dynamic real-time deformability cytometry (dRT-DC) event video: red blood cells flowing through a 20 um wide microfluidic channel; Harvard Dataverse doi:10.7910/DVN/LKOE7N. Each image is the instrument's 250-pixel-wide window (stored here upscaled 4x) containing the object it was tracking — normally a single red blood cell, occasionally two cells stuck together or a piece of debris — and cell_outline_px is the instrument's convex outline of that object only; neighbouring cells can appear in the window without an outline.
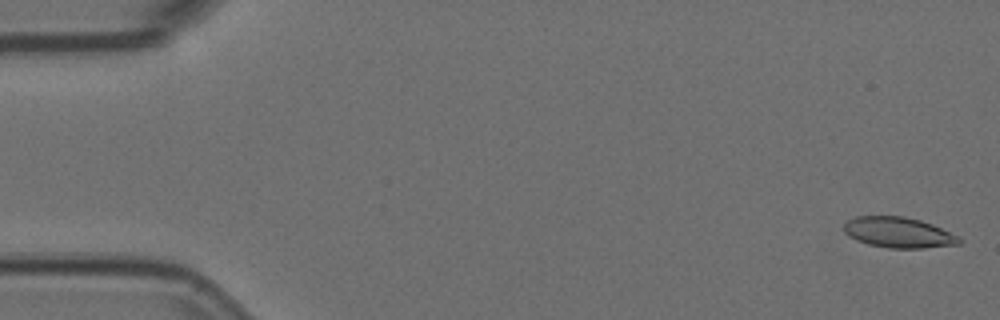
{"species": "Egyptian fruit bat (a non-hibernating species)", "species_latin": "Rousettus aegyptiacus", "temperature_condition": "room temperature", "stored_images_in_passage": 56, "camera_frame_rate_fps": 3000, "um_per_image_px": 0.085, "animal": {"sex": "female"}, "frame": {"image": 1, "passage_image": 2, "time_ms": 0.333, "image_size_px": [1000, 320], "cell_outline_px": [[964, 240], [960, 244], [924, 248], [888, 248], [868, 244], [856, 240], [848, 236], [844, 232], [844, 224], [848, 220], [856, 216], [904, 216], [920, 220], [932, 224], [960, 236]], "centroid_in_image_um": [76.4, 19.76], "position_along_channel_um": 8.6, "area_um2": 20.75}}
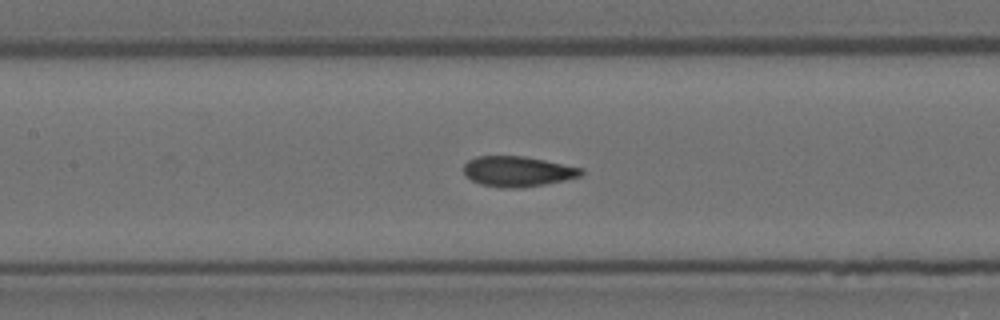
{"frame": {"image": 2, "passage_image": 26, "time_ms": 8.333, "image_size_px": [1000, 320], "cell_outline_px": [[584, 172], [580, 176], [564, 180], [544, 184], [520, 188], [504, 188], [480, 184], [472, 180], [464, 172], [464, 164], [468, 160], [476, 156], [524, 156], [584, 168]], "centroid_in_image_um": [44.01, 14.56], "position_along_channel_um": 163.4, "area_um2": 20.69}}
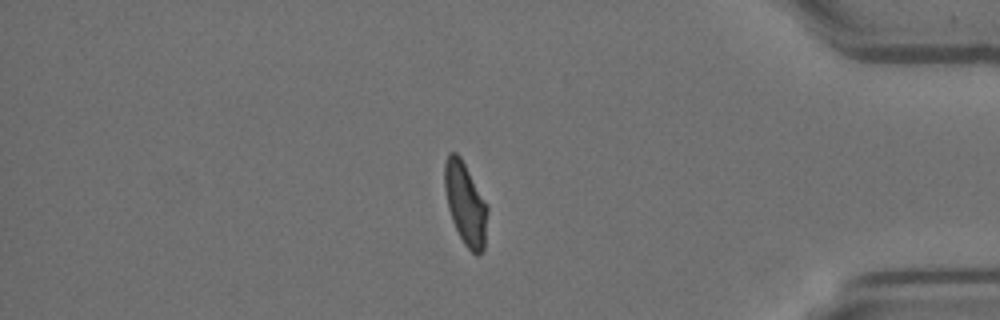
{"frame": {"image": 3, "passage_image": 48, "time_ms": 15.667, "image_size_px": [1000, 320], "cell_outline_px": [[488, 212], [484, 248], [480, 256], [476, 256], [464, 244], [452, 220], [448, 208], [444, 188], [444, 164], [448, 152], [456, 152], [460, 156], [488, 204]], "centroid_in_image_um": [39.57, 17.31], "position_along_channel_um": 395.6, "area_um2": 20.81}, "authors_computed_cell_mechanics": {"area_um2": 20.9814, "velocity_mm_per_s": 3.6233, "shape_relaxation_time_tau1_ms": 6.3683, "shape_relaxation_time_tau2_ms": 1.3136, "deformation_change_tau1": 0.1797, "deformation_change_tau2": 0.0543}}